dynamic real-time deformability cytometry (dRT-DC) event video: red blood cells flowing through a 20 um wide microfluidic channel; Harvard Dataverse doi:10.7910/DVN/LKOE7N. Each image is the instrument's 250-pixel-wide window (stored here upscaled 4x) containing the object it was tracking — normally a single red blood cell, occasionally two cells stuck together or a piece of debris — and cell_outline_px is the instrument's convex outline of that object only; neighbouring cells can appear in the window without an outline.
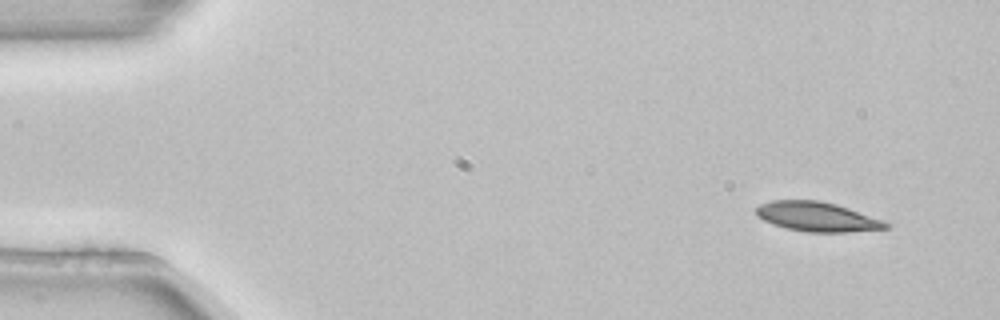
{"species": "common noctule bat (a hibernating species)", "species_latin": "Nyctalus noctula", "temperature_condition": "room temperature", "stored_images_in_passage": 4, "camera_frame_rate_fps": 3000, "um_per_image_px": 0.085, "animal": {"sex": "female", "body_mass_g": 22.7, "forearm_length_mm": 54.2}, "frame": {"image": 1, "passage_image": 1, "time_ms": 0.0, "image_size_px": [1000, 320], "cell_outline_px": [[892, 224], [888, 228], [848, 232], [808, 232], [784, 228], [772, 224], [756, 216], [756, 208], [760, 204], [772, 200], [820, 200], [836, 204], [884, 220]], "centroid_in_image_um": [69.46, 18.42], "position_along_channel_um": 15.5, "area_um2": 22.43}}
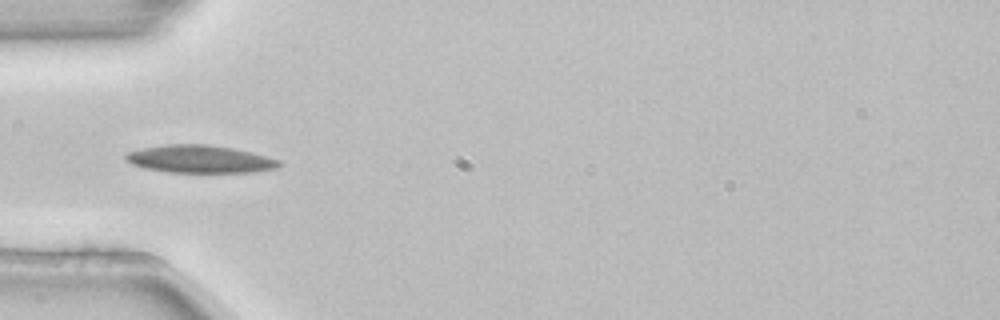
{"frame": {"image": 2, "passage_image": 4, "time_ms": 1.0, "image_size_px": [1000, 320], "cell_outline_px": [[284, 164], [276, 168], [252, 172], [168, 172], [144, 168], [132, 164], [124, 160], [124, 156], [128, 152], [144, 148], [168, 144], [208, 144], [232, 148], [252, 152], [280, 160]], "centroid_in_image_um": [17.0, 13.52], "position_along_channel_um": 68.0, "area_um2": 24.74}}